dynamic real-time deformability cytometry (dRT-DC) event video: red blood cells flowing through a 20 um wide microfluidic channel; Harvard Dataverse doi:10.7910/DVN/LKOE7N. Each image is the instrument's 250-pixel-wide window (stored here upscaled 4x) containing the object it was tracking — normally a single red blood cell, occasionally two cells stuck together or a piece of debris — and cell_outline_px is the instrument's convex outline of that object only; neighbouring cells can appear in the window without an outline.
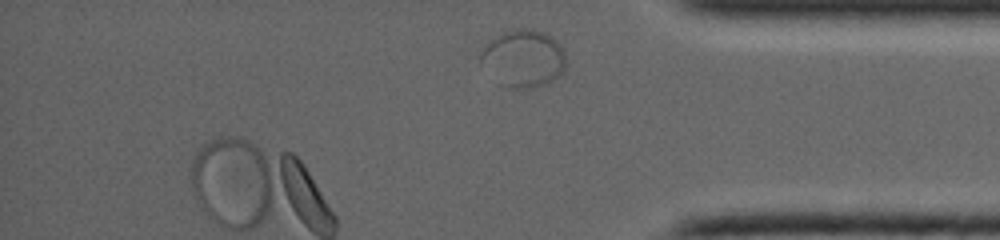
{"species": "common noctule bat (a hibernating species)", "species_latin": "Nyctalus noctula", "temperature_condition": "warm", "stored_images_in_passage": 32, "segment_of_instrument_passage": [2, 2], "camera_frame_rate_fps": 5000, "um_per_image_px": 0.085, "animal": {"sex": "female", "body_mass_g": 19.0, "forearm_length_mm": 53.3}, "frame": {"image": 1, "passage_image": 32, "time_ms": 5.6, "image_size_px": [1000, 240], "cell_outline_px": [[564, 68], [548, 84], [528, 88], [512, 88], [504, 84], [480, 60], [480, 52], [488, 40], [504, 32], [520, 28], [524, 28], [548, 32], [560, 44], [564, 52]], "centroid_in_image_um": [44.52, 4.91], "position_along_channel_um": 390.7, "area_um2": 27.86}}